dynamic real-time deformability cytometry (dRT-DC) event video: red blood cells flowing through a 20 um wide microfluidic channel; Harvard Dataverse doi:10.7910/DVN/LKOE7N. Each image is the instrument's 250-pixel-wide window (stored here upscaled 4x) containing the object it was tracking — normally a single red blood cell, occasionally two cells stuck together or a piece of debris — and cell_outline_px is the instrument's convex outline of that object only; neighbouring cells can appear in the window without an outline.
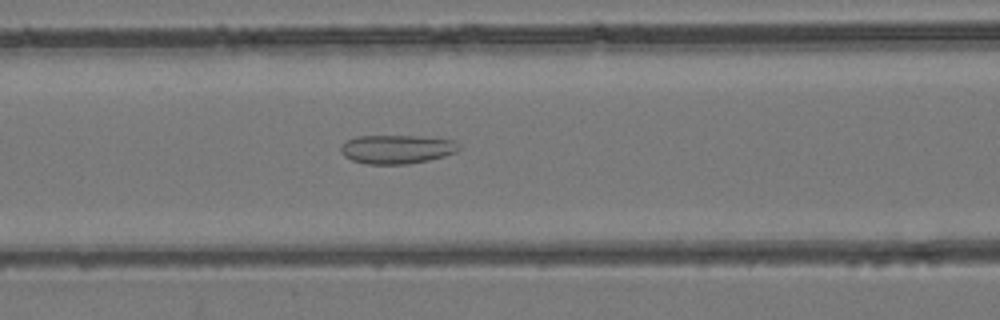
{"species": "common noctule bat (a hibernating species)", "species_latin": "Nyctalus noctula", "temperature_condition": "room temperature", "stored_images_in_passage": 27, "camera_frame_rate_fps": 3000, "um_per_image_px": 0.085, "animal": {"sex": "female", "body_mass_g": 24.6, "forearm_length_mm": 56.2}, "frame": {"image": 1, "passage_image": 7, "time_ms": 2.0, "image_size_px": [1000, 320], "cell_outline_px": [[460, 148], [456, 152], [444, 156], [428, 160], [408, 164], [368, 164], [352, 160], [344, 156], [340, 148], [348, 140], [356, 136], [416, 136], [456, 140], [460, 144]], "centroid_in_image_um": [33.77, 12.68], "position_along_channel_um": 132.8, "area_um2": 19.77}}
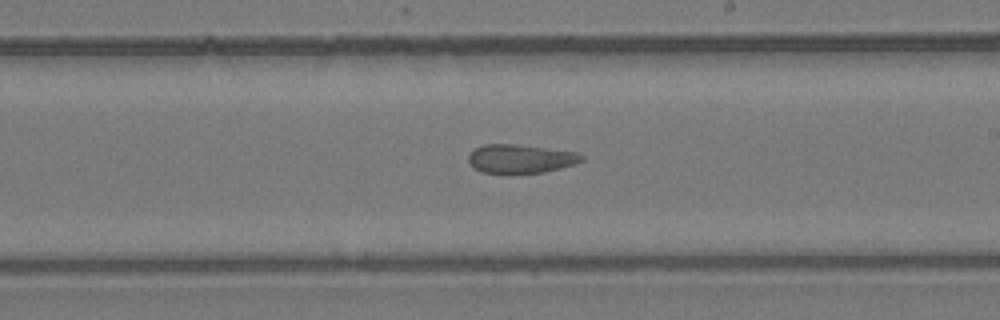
{"frame": {"image": 2, "passage_image": 15, "time_ms": 4.667, "image_size_px": [1000, 320], "cell_outline_px": [[584, 160], [576, 164], [544, 172], [480, 172], [468, 160], [468, 156], [476, 148], [484, 144], [516, 144], [576, 152], [584, 156]], "centroid_in_image_um": [44.29, 13.48], "position_along_channel_um": 244.7, "area_um2": 18.55}}
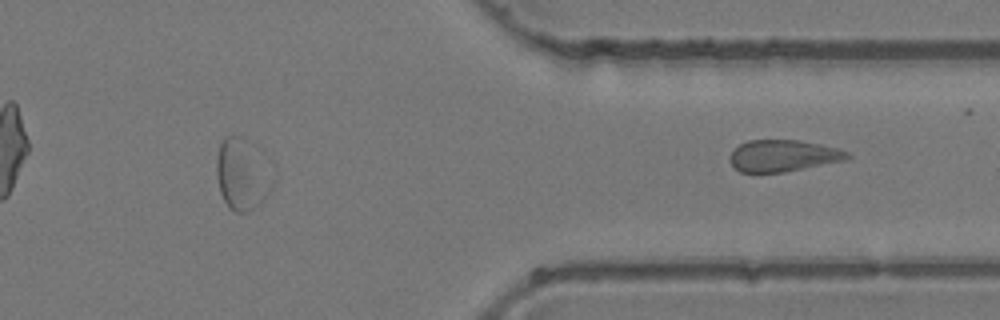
{"frame": {"image": 3, "passage_image": 27, "time_ms": 8.667, "image_size_px": [1000, 320], "cell_outline_px": [[852, 156], [844, 160], [784, 172], [740, 172], [728, 160], [732, 152], [740, 144], [748, 140], [800, 140], [820, 144], [836, 148], [848, 152]], "centroid_in_image_um": [66.55, 13.23], "position_along_channel_um": 344.8, "area_um2": 21.44}}